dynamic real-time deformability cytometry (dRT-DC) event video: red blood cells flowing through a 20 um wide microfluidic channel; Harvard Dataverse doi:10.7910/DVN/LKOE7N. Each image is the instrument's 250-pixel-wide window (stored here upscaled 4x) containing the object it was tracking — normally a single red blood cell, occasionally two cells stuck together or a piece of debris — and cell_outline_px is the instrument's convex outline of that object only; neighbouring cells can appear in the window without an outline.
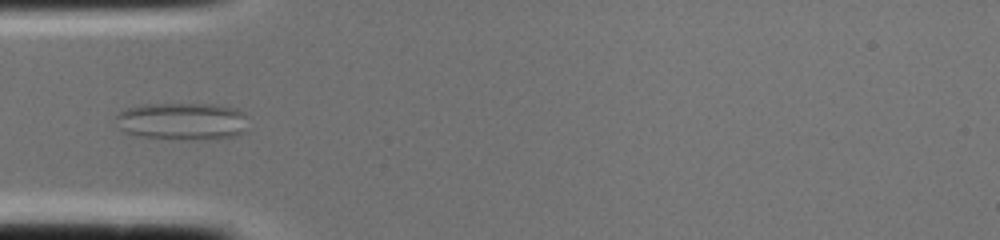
{"species": "common noctule bat (a hibernating species)", "species_latin": "Nyctalus noctula", "temperature_condition": "cold", "stored_images_in_passage": 2, "camera_frame_rate_fps": 3000, "um_per_image_px": 0.085, "animal": {"sex": "female", "body_mass_g": 22.0, "forearm_length_mm": 56.7}, "frame": {"image": 1, "passage_image": 2, "time_ms": 0.333, "image_size_px": [1000, 240], "cell_outline_px": [[244, 132], [236, 136], [196, 140], [192, 140], [136, 136], [124, 132], [120, 128], [116, 116], [124, 108], [148, 104], [216, 104], [240, 108], [244, 112]], "centroid_in_image_um": [15.49, 10.3], "position_along_channel_um": 69.5, "area_um2": 28.9}}